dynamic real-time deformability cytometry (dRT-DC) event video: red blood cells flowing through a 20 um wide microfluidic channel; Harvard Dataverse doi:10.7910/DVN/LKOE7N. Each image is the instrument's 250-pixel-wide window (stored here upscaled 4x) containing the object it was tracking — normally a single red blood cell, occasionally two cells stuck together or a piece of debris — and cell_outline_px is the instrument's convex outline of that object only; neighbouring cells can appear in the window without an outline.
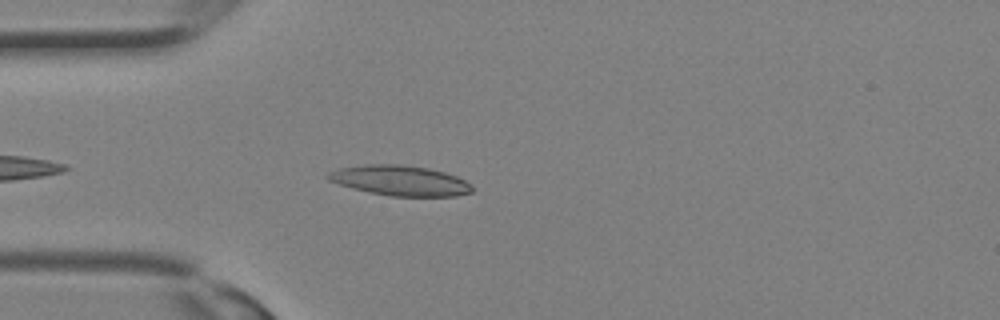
{"species": "Egyptian fruit bat (a non-hibernating species)", "species_latin": "Rousettus aegyptiacus", "temperature_condition": "room temperature", "stored_images_in_passage": 24, "camera_frame_rate_fps": 3000, "um_per_image_px": 0.085, "animal": {"sex": "female"}, "frame": {"image": 1, "passage_image": 2, "time_ms": 0.333, "image_size_px": [1000, 320], "cell_outline_px": [[476, 188], [472, 192], [456, 196], [388, 196], [368, 192], [352, 188], [328, 180], [324, 176], [328, 172], [340, 168], [364, 164], [400, 164], [428, 168], [444, 172], [456, 176], [464, 180]], "centroid_in_image_um": [34.0, 15.35], "position_along_channel_um": 51.0, "area_um2": 25.49}}
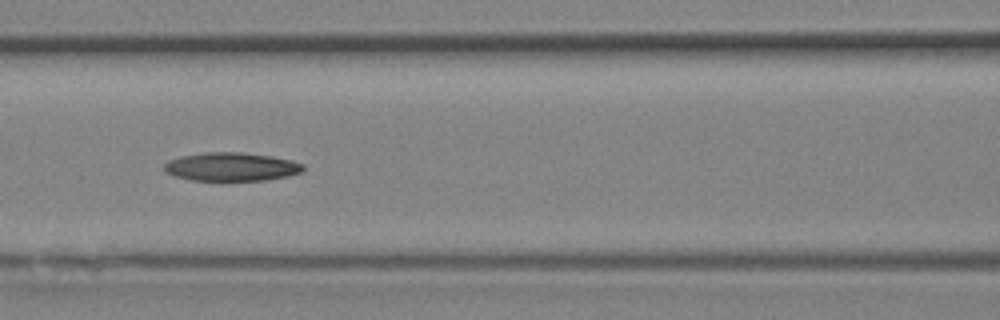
{"frame": {"image": 2, "passage_image": 7, "time_ms": 2.0, "image_size_px": [1000, 320], "cell_outline_px": [[304, 168], [300, 172], [288, 176], [264, 180], [192, 180], [176, 176], [164, 172], [164, 164], [168, 160], [180, 156], [204, 152], [240, 152], [272, 156], [292, 160], [304, 164]], "centroid_in_image_um": [19.65, 14.16], "position_along_channel_um": 147.0, "area_um2": 23.06}}
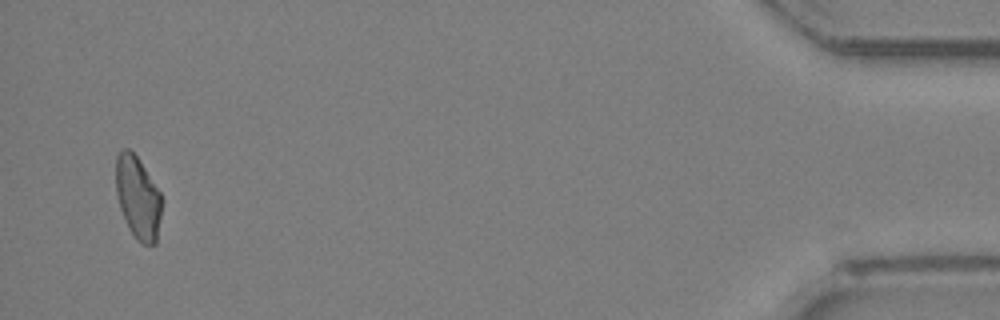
{"frame": {"image": 3, "passage_image": 24, "time_ms": 7.667, "image_size_px": [1000, 320], "cell_outline_px": [[160, 216], [156, 244], [140, 244], [136, 240], [128, 228], [120, 208], [116, 192], [116, 156], [124, 148], [128, 148], [136, 156], [160, 192]], "centroid_in_image_um": [11.69, 16.82], "position_along_channel_um": 423.5, "area_um2": 21.73}}